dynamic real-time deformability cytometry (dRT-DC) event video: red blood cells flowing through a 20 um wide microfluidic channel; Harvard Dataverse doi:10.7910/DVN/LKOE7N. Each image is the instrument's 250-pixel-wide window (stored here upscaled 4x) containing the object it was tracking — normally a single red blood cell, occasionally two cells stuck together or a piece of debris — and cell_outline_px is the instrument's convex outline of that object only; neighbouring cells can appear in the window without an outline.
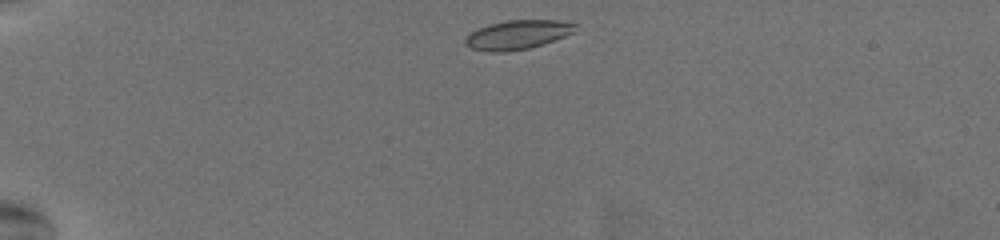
{"species": "common noctule bat (a hibernating species)", "species_latin": "Nyctalus noctula", "temperature_condition": "warm", "stored_images_in_passage": 38, "camera_frame_rate_fps": 3000, "um_per_image_px": 0.085, "animal": {"sex": "female", "body_mass_g": 19.5, "forearm_length_mm": 54.1}, "frame": {"image": 1, "passage_image": 1, "time_ms": 0.0, "image_size_px": [1000, 240], "cell_outline_px": [[580, 24], [576, 32], [544, 44], [528, 48], [504, 52], [488, 52], [472, 48], [464, 44], [464, 36], [476, 28], [488, 24], [508, 20], [560, 20]], "centroid_in_image_um": [44.01, 2.94], "position_along_channel_um": 41.0, "area_um2": 19.13}}
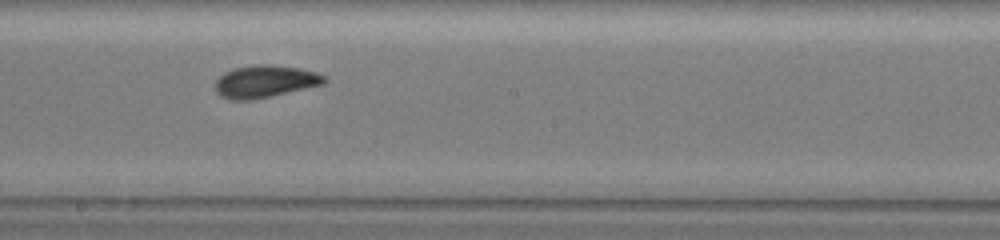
{"frame": {"image": 2, "passage_image": 21, "time_ms": 6.667, "image_size_px": [1000, 240], "cell_outline_px": [[328, 80], [324, 84], [268, 96], [248, 100], [228, 100], [220, 96], [216, 92], [216, 80], [224, 72], [236, 68], [260, 64], [272, 64], [300, 68], [316, 72], [328, 76]], "centroid_in_image_um": [22.55, 6.91], "position_along_channel_um": 225.7, "area_um2": 20.46}}
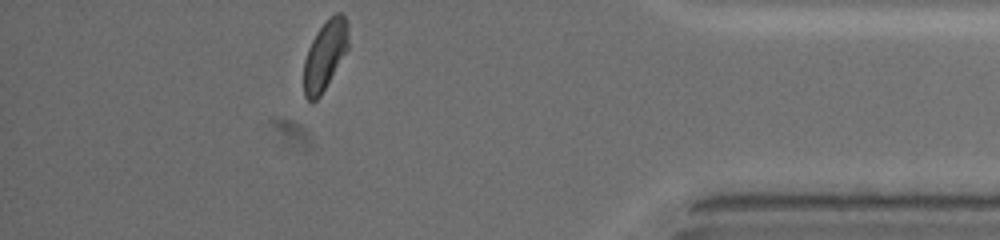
{"frame": {"image": 3, "passage_image": 38, "time_ms": 12.333, "image_size_px": [1000, 240], "cell_outline_px": [[348, 48], [320, 96], [316, 100], [308, 100], [304, 96], [304, 60], [308, 48], [316, 32], [328, 16], [336, 12], [340, 12], [348, 20]], "centroid_in_image_um": [27.62, 4.63], "position_along_channel_um": 407.6, "area_um2": 17.98}, "authors_computed_cell_mechanics": {"area_um2": 19.6231, "velocity_mm_per_s": 3.7429, "shape_relaxation_time_tau1_ms": 2.8982, "shape_relaxation_time_tau2_ms": 1.6581, "deformation_change_tau1": 0.1308, "deformation_change_tau2": 0.0614}}